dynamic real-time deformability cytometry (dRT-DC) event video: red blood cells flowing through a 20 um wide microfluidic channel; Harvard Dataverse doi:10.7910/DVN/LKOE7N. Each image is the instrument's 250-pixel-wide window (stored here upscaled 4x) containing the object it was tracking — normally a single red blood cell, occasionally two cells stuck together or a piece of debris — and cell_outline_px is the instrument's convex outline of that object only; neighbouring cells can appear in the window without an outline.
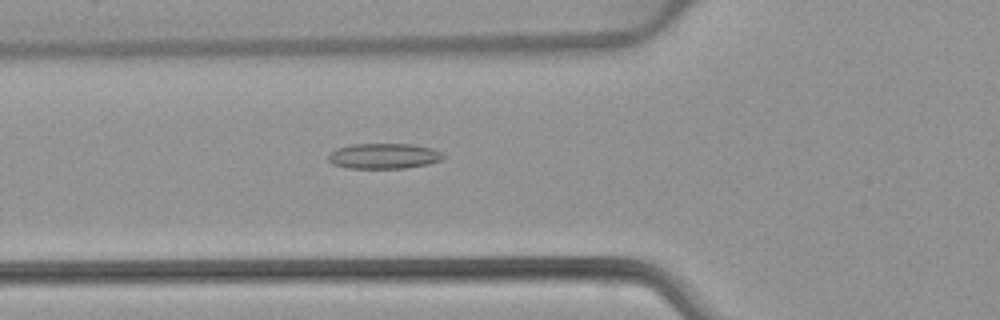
{"species": "common noctule bat (a hibernating species)", "species_latin": "Nyctalus noctula", "temperature_condition": "warm", "stored_images_in_passage": 52, "camera_frame_rate_fps": 3000, "um_per_image_px": 0.085, "animal": {"sex": "female", "body_mass_g": 22.7, "forearm_length_mm": 54.2}, "frame": {"image": 1, "passage_image": 19, "time_ms": 6.0, "image_size_px": [1000, 320], "cell_outline_px": [[444, 160], [428, 164], [404, 168], [348, 168], [332, 164], [328, 160], [328, 152], [336, 148], [352, 144], [412, 144], [432, 148], [440, 152], [444, 156]], "centroid_in_image_um": [32.6, 13.26], "position_along_channel_um": 93.2, "area_um2": 17.17}}
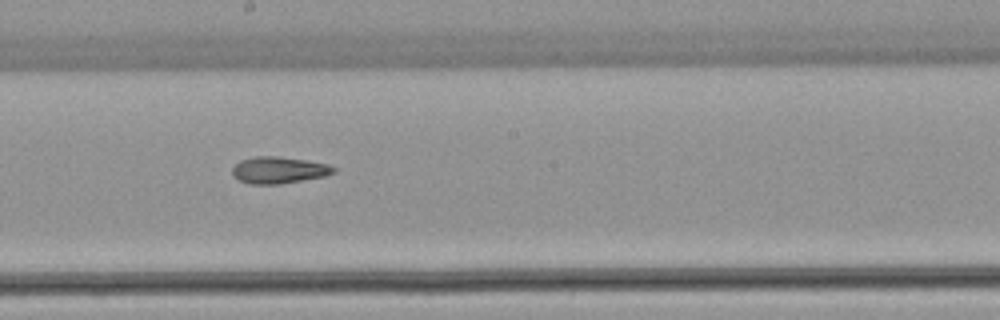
{"frame": {"image": 2, "passage_image": 29, "time_ms": 9.333, "image_size_px": [1000, 320], "cell_outline_px": [[336, 172], [324, 176], [280, 184], [248, 184], [232, 176], [232, 168], [240, 160], [256, 156], [276, 156], [304, 160], [328, 164], [336, 168]], "centroid_in_image_um": [23.67, 14.46], "position_along_channel_um": 224.5, "area_um2": 15.72}}
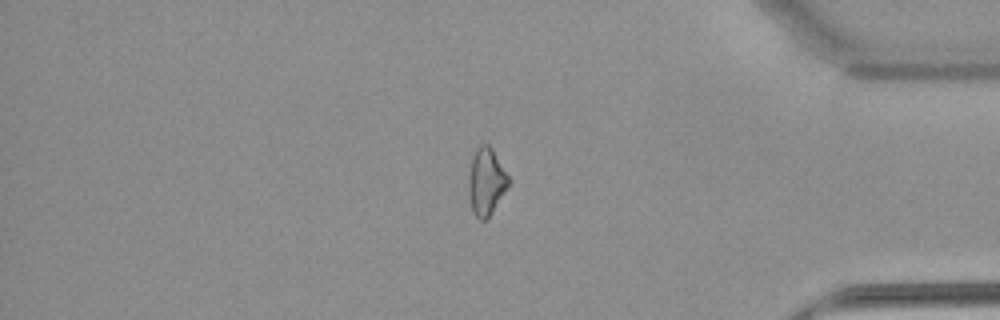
{"frame": {"image": 3, "passage_image": 44, "time_ms": 14.333, "image_size_px": [1000, 320], "cell_outline_px": [[512, 180], [488, 216], [484, 220], [480, 220], [472, 212], [468, 192], [468, 176], [472, 156], [476, 148], [480, 144], [488, 144], [492, 148]], "centroid_in_image_um": [41.32, 15.39], "position_along_channel_um": 393.9, "area_um2": 15.66}, "authors_computed_cell_mechanics": {"area_um2": 16.6175, "velocity_mm_per_s": 3.9321, "shape_relaxation_time_tau1_ms": null, "shape_relaxation_time_tau2_ms": 6.4997, "deformation_change_tau1": null, "deformation_change_tau2": 0.1754}}